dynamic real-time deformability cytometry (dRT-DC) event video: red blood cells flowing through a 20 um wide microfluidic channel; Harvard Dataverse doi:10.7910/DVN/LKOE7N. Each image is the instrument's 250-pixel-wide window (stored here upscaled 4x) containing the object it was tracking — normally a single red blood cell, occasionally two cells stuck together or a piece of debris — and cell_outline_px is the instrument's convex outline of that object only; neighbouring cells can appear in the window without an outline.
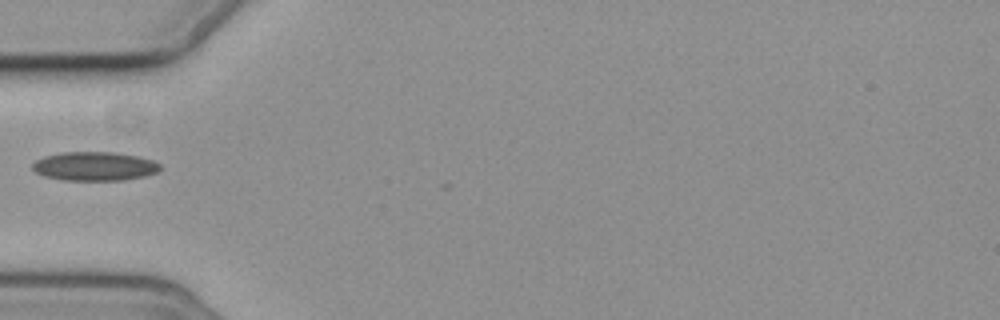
{"species": "common noctule bat (a hibernating species)", "species_latin": "Nyctalus noctula", "temperature_condition": "cold", "stored_images_in_passage": 10, "camera_frame_rate_fps": 3000, "um_per_image_px": 0.085, "animal": {"sex": "female", "body_mass_g": 19.3, "forearm_length_mm": 54.1}, "frame": {"image": 1, "passage_image": 1, "time_ms": 0.0, "image_size_px": [1000, 320], "cell_outline_px": [[160, 168], [156, 172], [144, 176], [124, 180], [64, 180], [44, 176], [36, 172], [32, 168], [32, 164], [36, 160], [44, 156], [64, 152], [116, 152], [136, 156], [152, 160], [160, 164]], "centroid_in_image_um": [8.02, 14.13], "position_along_channel_um": 77.0, "area_um2": 21.39}}